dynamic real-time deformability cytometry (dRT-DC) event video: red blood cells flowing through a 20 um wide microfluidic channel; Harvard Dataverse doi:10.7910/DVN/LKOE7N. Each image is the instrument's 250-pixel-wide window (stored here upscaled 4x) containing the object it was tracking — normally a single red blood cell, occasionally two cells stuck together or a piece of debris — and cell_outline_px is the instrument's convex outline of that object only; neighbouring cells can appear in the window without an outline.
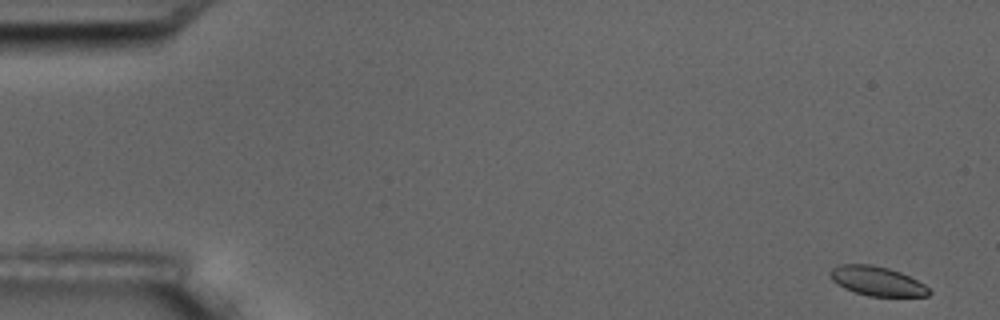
{"species": "common noctule bat (a hibernating species)", "species_latin": "Nyctalus noctula", "temperature_condition": "room temperature", "stored_images_in_passage": 18, "camera_frame_rate_fps": 3000, "um_per_image_px": 0.085, "animal": {"sex": "male", "body_mass_g": 17.5, "forearm_length_mm": 52.3}, "frame": {"image": 1, "passage_image": 1, "time_ms": 0.0, "image_size_px": [1000, 320], "cell_outline_px": [[932, 292], [928, 296], [868, 296], [844, 288], [832, 280], [828, 272], [832, 268], [840, 264], [872, 264], [888, 268], [900, 272], [924, 284]], "centroid_in_image_um": [74.53, 23.88], "position_along_channel_um": 10.5, "area_um2": 16.82}}
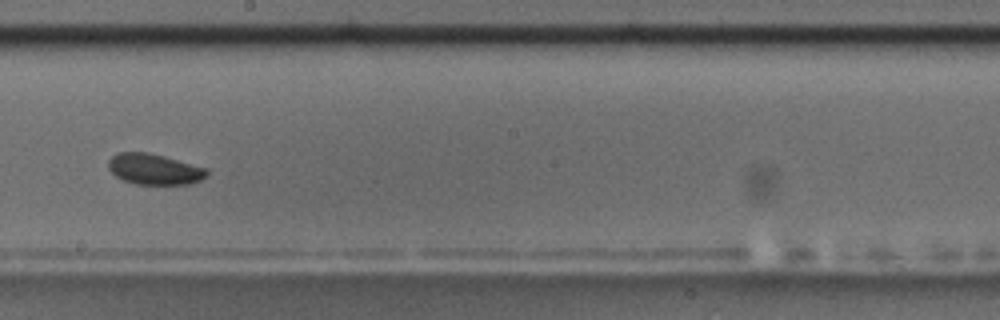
{"frame": {"image": 2, "passage_image": 10, "time_ms": 10.333, "image_size_px": [1000, 320], "cell_outline_px": [[208, 176], [200, 180], [188, 184], [136, 184], [124, 180], [116, 176], [108, 168], [108, 160], [116, 152], [148, 152], [164, 156], [208, 168]], "centroid_in_image_um": [13.12, 14.37], "position_along_channel_um": 235.1, "area_um2": 17.74}}
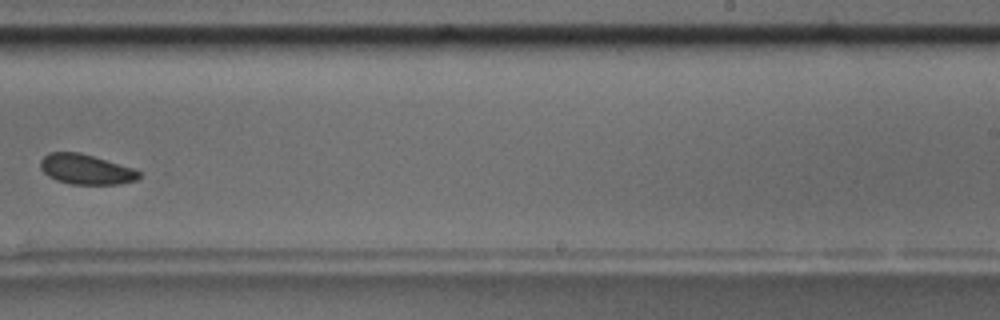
{"frame": {"image": 3, "passage_image": 11, "time_ms": 11.667, "image_size_px": [1000, 320], "cell_outline_px": [[140, 176], [136, 180], [120, 184], [72, 184], [56, 180], [48, 176], [40, 168], [40, 160], [48, 152], [80, 152], [132, 168], [140, 172]], "centroid_in_image_um": [7.27, 14.39], "position_along_channel_um": 281.7, "area_um2": 17.17}, "authors_computed_cell_mechanics": {"area_um2": 17.9469, "velocity_mm_per_s": 3.4861, "shape_relaxation_time_tau1_ms": 5.047, "shape_relaxation_time_tau2_ms": 2.5067, "deformation_change_tau1": 0.0569, "deformation_change_tau2": 0.0525}}